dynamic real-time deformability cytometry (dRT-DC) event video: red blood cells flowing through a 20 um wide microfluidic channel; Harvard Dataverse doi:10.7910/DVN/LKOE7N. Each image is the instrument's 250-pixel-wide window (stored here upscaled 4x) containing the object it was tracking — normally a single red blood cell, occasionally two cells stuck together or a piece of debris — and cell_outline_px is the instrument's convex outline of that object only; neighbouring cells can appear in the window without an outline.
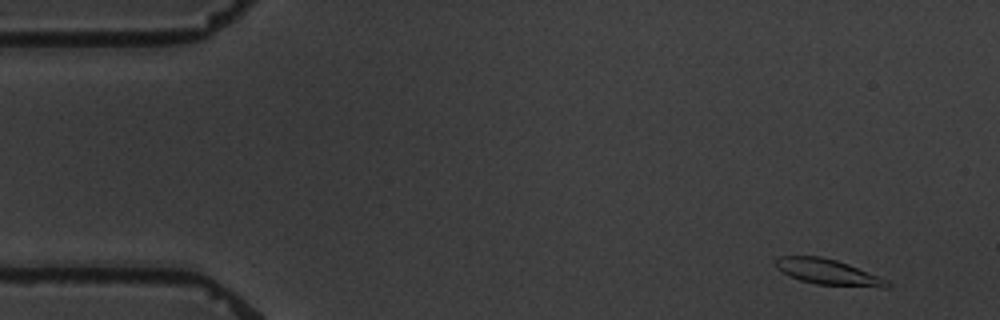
{"species": "common noctule bat (a hibernating species)", "species_latin": "Nyctalus noctula", "temperature_condition": "warm", "stored_images_in_passage": 9, "camera_frame_rate_fps": 3000, "um_per_image_px": 0.085, "animal": {"sex": "male", "body_mass_g": 19.5, "forearm_length_mm": 54.6}, "frame": {"image": 1, "passage_image": 1, "time_ms": 0.0, "image_size_px": [1000, 320], "cell_outline_px": [[892, 284], [888, 288], [884, 288], [816, 284], [800, 280], [788, 276], [776, 268], [772, 260], [776, 256], [820, 256], [836, 260], [848, 264], [888, 280]], "centroid_in_image_um": [70.34, 23.12], "position_along_channel_um": 14.7, "area_um2": 16.88}}
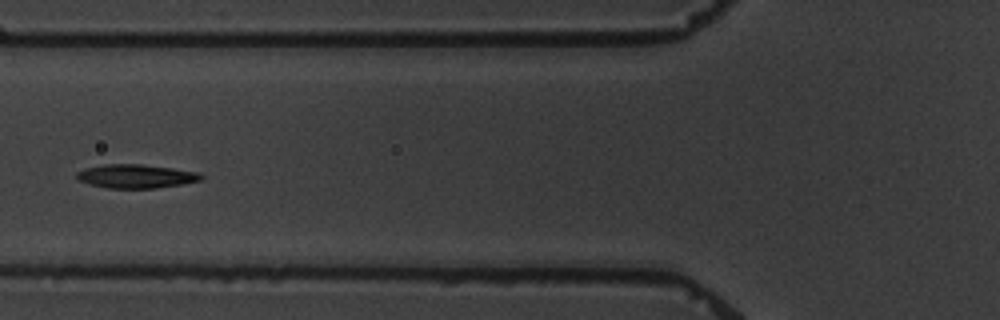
{"frame": {"image": 2, "passage_image": 6, "time_ms": 6.0, "image_size_px": [1000, 320], "cell_outline_px": [[204, 176], [200, 180], [184, 184], [156, 188], [108, 188], [88, 184], [80, 180], [76, 176], [76, 172], [84, 168], [104, 164], [140, 164], [172, 168], [200, 172]], "centroid_in_image_um": [11.56, 14.98], "position_along_channel_um": 114.2, "area_um2": 17.28}}
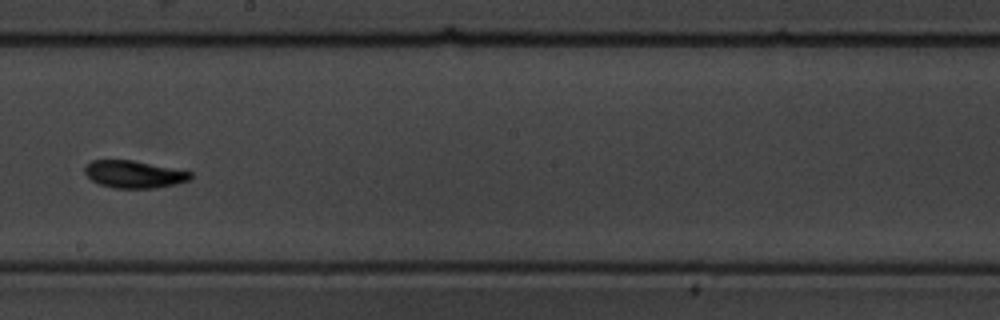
{"frame": {"image": 3, "passage_image": 9, "time_ms": 9.667, "image_size_px": [1000, 320], "cell_outline_px": [[192, 180], [176, 184], [156, 188], [116, 188], [100, 184], [92, 180], [84, 172], [84, 168], [92, 160], [132, 160], [192, 172]], "centroid_in_image_um": [11.42, 14.82], "position_along_channel_um": 236.8, "area_um2": 16.76}}